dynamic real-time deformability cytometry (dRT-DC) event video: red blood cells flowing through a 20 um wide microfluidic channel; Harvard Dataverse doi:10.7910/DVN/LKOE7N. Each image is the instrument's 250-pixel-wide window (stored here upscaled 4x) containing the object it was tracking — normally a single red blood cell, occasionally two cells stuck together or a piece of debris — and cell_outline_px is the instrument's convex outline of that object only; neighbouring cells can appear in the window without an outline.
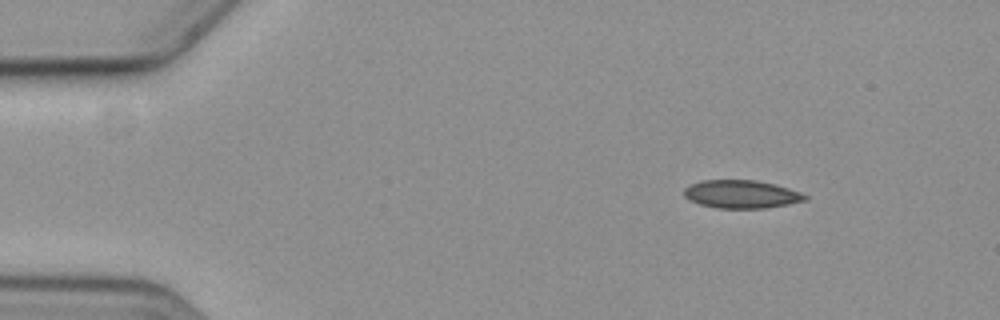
{"species": "common noctule bat (a hibernating species)", "species_latin": "Nyctalus noctula", "temperature_condition": "cold", "stored_images_in_passage": 5, "camera_frame_rate_fps": 3000, "um_per_image_px": 0.085, "animal": {"sex": "female", "body_mass_g": 19.3, "forearm_length_mm": 54.1}, "frame": {"image": 1, "passage_image": 1, "time_ms": 0.0, "image_size_px": [1000, 320], "cell_outline_px": [[808, 200], [788, 204], [764, 208], [716, 208], [700, 204], [684, 196], [684, 188], [688, 184], [700, 180], [756, 180], [788, 188], [800, 192], [808, 196]], "centroid_in_image_um": [63.0, 16.5], "position_along_channel_um": 22.0, "area_um2": 19.77}}
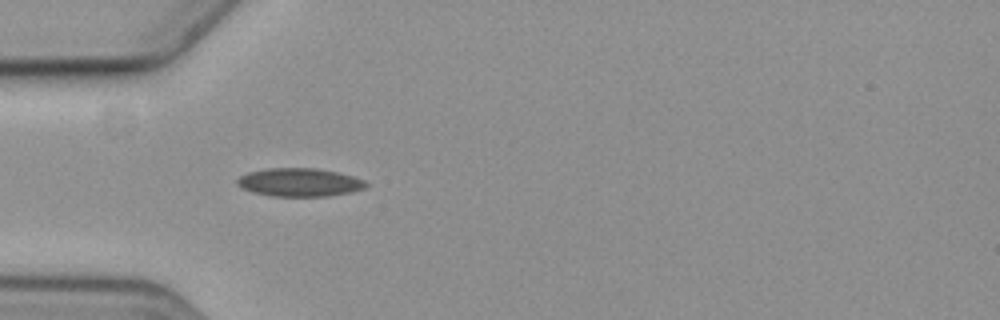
{"frame": {"image": 2, "passage_image": 4, "time_ms": 3.333, "image_size_px": [1000, 320], "cell_outline_px": [[368, 184], [364, 188], [352, 192], [328, 196], [272, 196], [252, 192], [240, 188], [236, 184], [236, 180], [240, 176], [248, 172], [268, 168], [316, 168], [336, 172], [352, 176], [364, 180]], "centroid_in_image_um": [25.42, 15.5], "position_along_channel_um": 59.6, "area_um2": 21.27}}
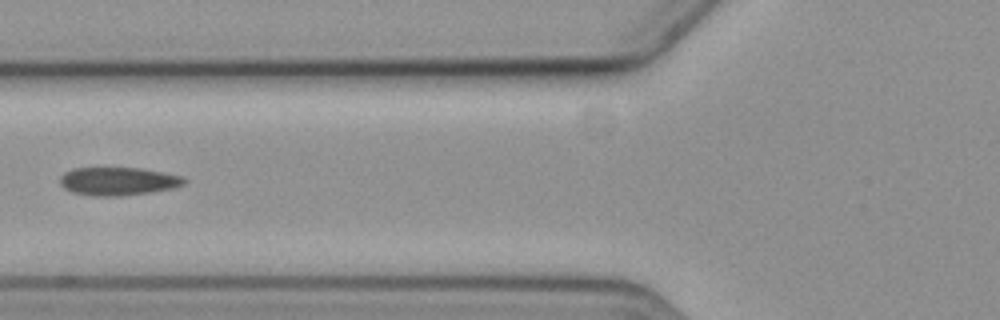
{"frame": {"image": 3, "passage_image": 5, "time_ms": 5.0, "image_size_px": [1000, 320], "cell_outline_px": [[188, 180], [184, 184], [176, 188], [152, 192], [120, 196], [92, 196], [72, 192], [64, 188], [60, 184], [60, 176], [64, 172], [72, 168], [140, 168], [184, 176]], "centroid_in_image_um": [10.06, 15.41], "position_along_channel_um": 115.7, "area_um2": 20.63}}